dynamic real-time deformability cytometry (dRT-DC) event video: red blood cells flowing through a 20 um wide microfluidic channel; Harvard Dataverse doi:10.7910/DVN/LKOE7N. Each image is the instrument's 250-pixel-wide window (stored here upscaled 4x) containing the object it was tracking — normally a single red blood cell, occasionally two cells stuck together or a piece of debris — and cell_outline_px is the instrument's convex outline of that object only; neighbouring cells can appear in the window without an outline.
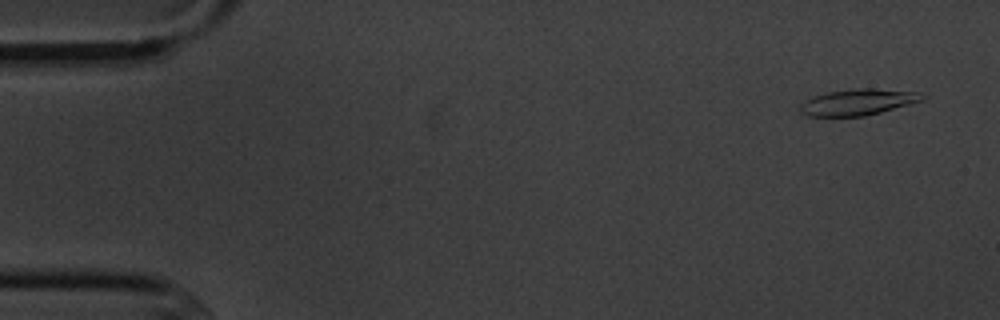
{"species": "common noctule bat (a hibernating species)", "species_latin": "Nyctalus noctula", "temperature_condition": "cold", "stored_images_in_passage": 4, "camera_frame_rate_fps": 3000, "um_per_image_px": 0.085, "animal": {"sex": "male", "body_mass_g": 20.1, "forearm_length_mm": 53.5}, "frame": {"image": 1, "passage_image": 1, "time_ms": 0.0, "image_size_px": [1000, 320], "cell_outline_px": [[924, 100], [880, 112], [864, 116], [808, 116], [800, 108], [800, 104], [812, 96], [828, 92], [856, 88], [872, 88], [924, 92]], "centroid_in_image_um": [72.97, 8.66], "position_along_channel_um": 12.0, "area_um2": 18.55}}